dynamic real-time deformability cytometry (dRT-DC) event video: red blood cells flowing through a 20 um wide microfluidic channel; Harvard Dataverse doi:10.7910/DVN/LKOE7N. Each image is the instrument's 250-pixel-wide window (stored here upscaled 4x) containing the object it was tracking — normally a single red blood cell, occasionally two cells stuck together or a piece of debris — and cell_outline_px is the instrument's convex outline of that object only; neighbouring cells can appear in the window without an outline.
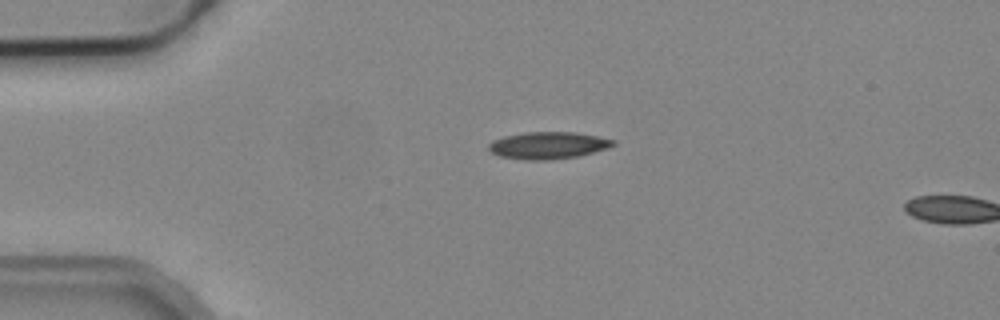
{"species": "common noctule bat (a hibernating species)", "species_latin": "Nyctalus noctula", "temperature_condition": "cold", "stored_images_in_passage": 2, "camera_frame_rate_fps": 3000, "um_per_image_px": 0.085, "animal": {"sex": "male", "body_mass_g": 19.2, "forearm_length_mm": 51.8}, "frame": {"image": 1, "passage_image": 1, "time_ms": 0.0, "image_size_px": [1000, 320], "cell_outline_px": [[616, 144], [608, 148], [576, 156], [552, 160], [528, 160], [500, 156], [492, 152], [488, 148], [488, 144], [504, 136], [528, 132], [576, 132], [616, 140]], "centroid_in_image_um": [46.61, 12.35], "position_along_channel_um": 38.4, "area_um2": 19.42}}